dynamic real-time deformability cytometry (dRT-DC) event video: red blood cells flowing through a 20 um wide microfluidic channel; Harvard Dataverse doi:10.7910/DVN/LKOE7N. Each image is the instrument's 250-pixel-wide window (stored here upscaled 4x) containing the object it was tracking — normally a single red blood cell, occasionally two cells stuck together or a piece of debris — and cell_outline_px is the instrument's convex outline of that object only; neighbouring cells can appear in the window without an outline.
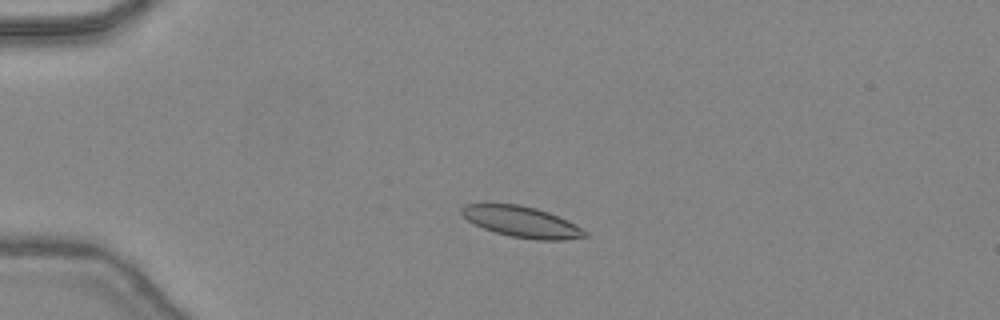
{"species": "common noctule bat (a hibernating species)", "species_latin": "Nyctalus noctula", "temperature_condition": "warm", "stored_images_in_passage": 46, "camera_frame_rate_fps": 3000, "um_per_image_px": 0.085, "animal": {"sex": "female", "body_mass_g": 24.6, "forearm_length_mm": 56.2}, "frame": {"image": 1, "passage_image": 11, "time_ms": 3.333, "image_size_px": [1000, 320], "cell_outline_px": [[588, 236], [564, 240], [536, 240], [508, 236], [484, 228], [468, 220], [460, 212], [460, 208], [464, 204], [520, 204], [536, 208], [548, 212], [588, 232]], "centroid_in_image_um": [44.32, 18.86], "position_along_channel_um": 40.7, "area_um2": 21.91}}
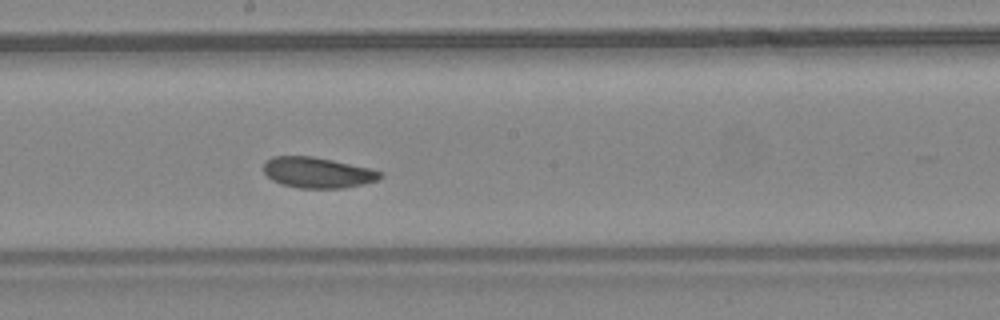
{"frame": {"image": 2, "passage_image": 26, "time_ms": 8.333, "image_size_px": [1000, 320], "cell_outline_px": [[384, 176], [376, 180], [364, 184], [344, 188], [296, 188], [280, 184], [272, 180], [264, 172], [264, 160], [272, 156], [312, 156], [332, 160], [368, 168], [384, 172]], "centroid_in_image_um": [26.97, 14.67], "position_along_channel_um": 221.2, "area_um2": 20.98}}
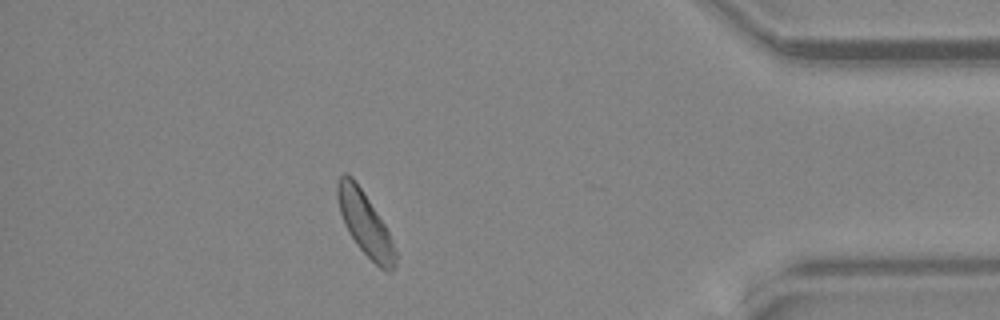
{"frame": {"image": 3, "passage_image": 41, "time_ms": 13.333, "image_size_px": [1000, 320], "cell_outline_px": [[396, 268], [388, 272], [380, 268], [356, 244], [348, 232], [344, 224], [340, 212], [336, 196], [336, 184], [340, 176], [344, 172], [348, 172], [352, 176], [384, 224], [388, 232], [396, 252]], "centroid_in_image_um": [31.0, 19.0], "position_along_channel_um": 404.2, "area_um2": 21.1}, "authors_computed_cell_mechanics": {"area_um2": 21.3282, "velocity_mm_per_s": 4.4283, "shape_relaxation_time_tau1_ms": 3.2175, "shape_relaxation_time_tau2_ms": null, "deformation_change_tau1": 0.0796, "deformation_change_tau2": null}}